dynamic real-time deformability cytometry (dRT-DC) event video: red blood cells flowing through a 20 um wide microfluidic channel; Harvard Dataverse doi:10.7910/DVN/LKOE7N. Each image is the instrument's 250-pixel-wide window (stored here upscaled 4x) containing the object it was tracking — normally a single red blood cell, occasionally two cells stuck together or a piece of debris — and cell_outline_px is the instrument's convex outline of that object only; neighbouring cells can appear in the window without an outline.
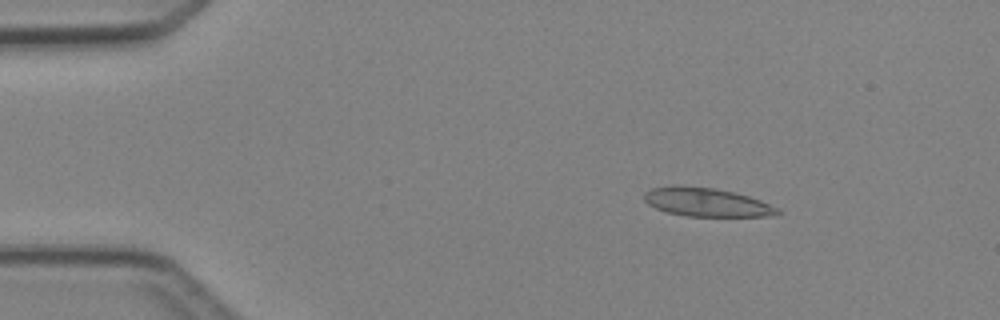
{"species": "Egyptian fruit bat (a non-hibernating species)", "species_latin": "Rousettus aegyptiacus", "temperature_condition": "cold", "stored_images_in_passage": 4, "camera_frame_rate_fps": 3000, "um_per_image_px": 0.085, "animal": {"sex": "female"}, "frame": {"image": 1, "passage_image": 2, "time_ms": 1.333, "image_size_px": [1000, 320], "cell_outline_px": [[780, 216], [684, 216], [668, 212], [656, 208], [648, 204], [644, 200], [644, 192], [652, 188], [712, 188], [732, 192], [748, 196], [760, 200], [780, 208]], "centroid_in_image_um": [60.16, 17.24], "position_along_channel_um": 24.8, "area_um2": 21.5}}
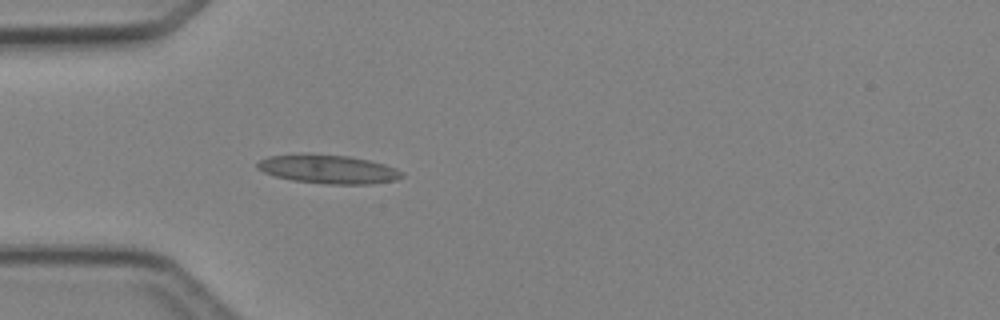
{"frame": {"image": 2, "passage_image": 4, "time_ms": 3.667, "image_size_px": [1000, 320], "cell_outline_px": [[404, 176], [396, 180], [372, 184], [324, 184], [292, 180], [276, 176], [264, 172], [256, 168], [256, 164], [260, 160], [268, 156], [348, 156], [368, 160], [384, 164], [396, 168], [404, 172]], "centroid_in_image_um": [27.98, 14.42], "position_along_channel_um": 57.0, "area_um2": 23.47}}